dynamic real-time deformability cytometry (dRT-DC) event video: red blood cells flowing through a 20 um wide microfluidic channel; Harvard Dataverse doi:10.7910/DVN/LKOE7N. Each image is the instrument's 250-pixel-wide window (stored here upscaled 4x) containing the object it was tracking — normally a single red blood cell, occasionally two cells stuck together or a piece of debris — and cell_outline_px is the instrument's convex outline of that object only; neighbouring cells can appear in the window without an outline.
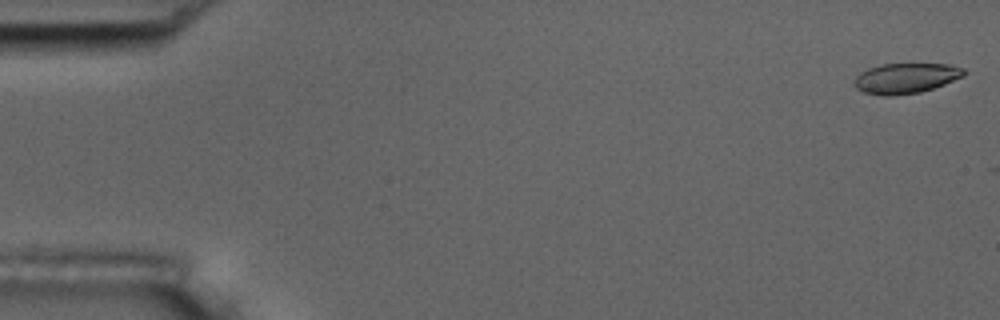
{"species": "common noctule bat (a hibernating species)", "species_latin": "Nyctalus noctula", "temperature_condition": "room temperature", "stored_images_in_passage": 6, "segment_of_instrument_passage": [1, 2], "camera_frame_rate_fps": 3000, "um_per_image_px": 0.085, "animal": {"sex": "male", "body_mass_g": 17.5, "forearm_length_mm": 52.3}, "frame": {"image": 1, "passage_image": 1, "time_ms": 0.0, "image_size_px": [1000, 320], "cell_outline_px": [[968, 72], [964, 76], [944, 84], [920, 92], [892, 96], [884, 96], [864, 92], [856, 88], [852, 84], [852, 80], [860, 72], [868, 68], [880, 64], [948, 64], [964, 68]], "centroid_in_image_um": [76.97, 6.64], "position_along_channel_um": 8.0, "area_um2": 19.54}}